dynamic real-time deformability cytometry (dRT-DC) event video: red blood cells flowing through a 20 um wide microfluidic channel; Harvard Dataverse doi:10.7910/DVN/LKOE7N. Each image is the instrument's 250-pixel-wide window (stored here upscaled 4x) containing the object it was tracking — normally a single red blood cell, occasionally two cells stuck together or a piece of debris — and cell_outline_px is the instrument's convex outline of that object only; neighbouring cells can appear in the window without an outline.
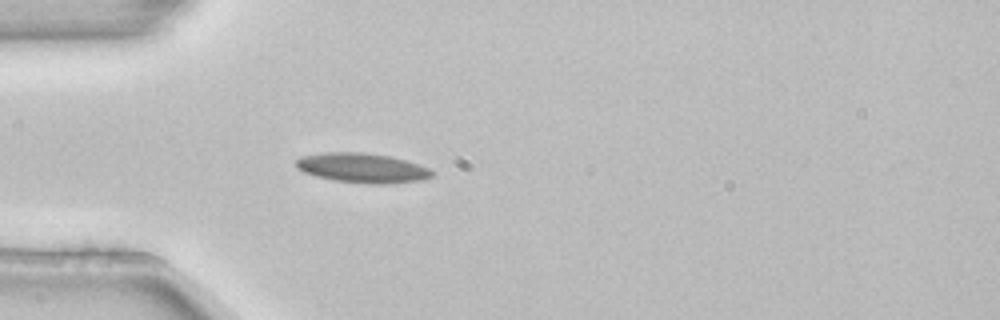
{"species": "common noctule bat (a hibernating species)", "species_latin": "Nyctalus noctula", "temperature_condition": "room temperature", "stored_images_in_passage": 1, "camera_frame_rate_fps": 3000, "um_per_image_px": 0.085, "animal": {"sex": "female", "body_mass_g": 22.7, "forearm_length_mm": 54.2}, "frame": {"image": 1, "passage_image": 1, "time_ms": 0.0, "image_size_px": [1000, 320], "cell_outline_px": [[436, 172], [432, 176], [424, 180], [388, 184], [368, 184], [332, 180], [316, 176], [304, 172], [296, 168], [296, 160], [300, 156], [324, 152], [364, 152], [388, 156], [404, 160], [428, 168]], "centroid_in_image_um": [30.78, 14.28], "position_along_channel_um": 54.2, "area_um2": 23.64}}